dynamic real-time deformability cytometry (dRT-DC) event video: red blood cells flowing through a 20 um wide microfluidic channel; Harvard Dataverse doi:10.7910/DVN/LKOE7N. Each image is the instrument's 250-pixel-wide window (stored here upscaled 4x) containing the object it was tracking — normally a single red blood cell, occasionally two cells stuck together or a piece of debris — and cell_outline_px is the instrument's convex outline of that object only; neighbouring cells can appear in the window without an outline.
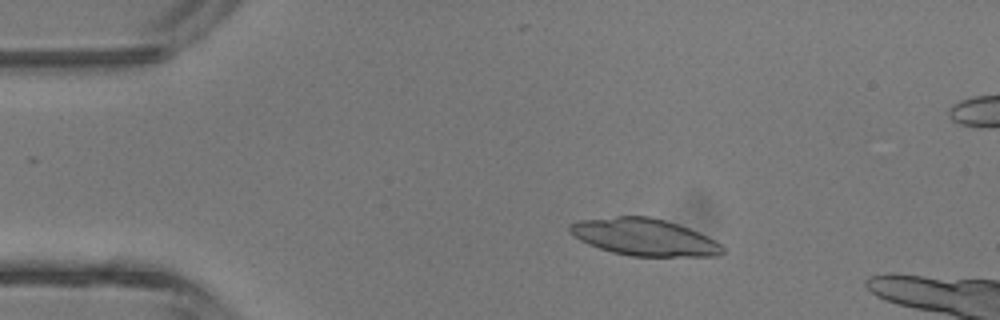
{"species": "common noctule bat (a hibernating species)", "species_latin": "Nyctalus noctula", "temperature_condition": "room temperature", "stored_images_in_passage": 3, "camera_frame_rate_fps": 3000, "um_per_image_px": 0.085, "animal": {"sex": "male", "body_mass_g": 13.3}, "frame": {"image": 1, "passage_image": 1, "time_ms": 0.0, "image_size_px": [1000, 320], "cell_outline_px": [[724, 252], [720, 256], [632, 256], [612, 252], [588, 244], [580, 240], [568, 232], [568, 224], [576, 220], [616, 216], [648, 216], [664, 220], [688, 228], [708, 236], [716, 240], [724, 248]], "centroid_in_image_um": [54.73, 20.15], "position_along_channel_um": 30.3, "area_um2": 33.06}}